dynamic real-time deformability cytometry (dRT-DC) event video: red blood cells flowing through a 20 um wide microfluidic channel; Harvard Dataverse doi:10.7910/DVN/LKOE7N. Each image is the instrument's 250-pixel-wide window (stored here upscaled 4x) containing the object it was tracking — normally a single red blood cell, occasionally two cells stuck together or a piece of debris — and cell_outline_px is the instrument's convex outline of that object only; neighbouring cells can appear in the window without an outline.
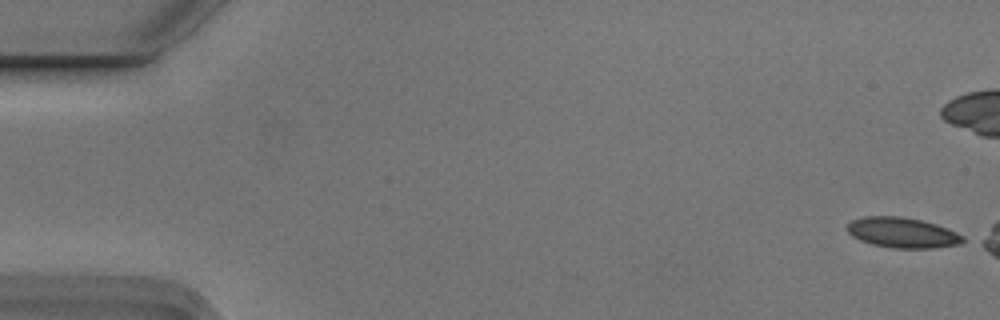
{"species": "Egyptian fruit bat (a non-hibernating species)", "species_latin": "Rousettus aegyptiacus", "temperature_condition": "cold", "stored_images_in_passage": 3, "camera_frame_rate_fps": 3000, "um_per_image_px": 0.085, "animal": {"sex": "male"}, "frame": {"image": 1, "passage_image": 1, "time_ms": 0.0, "image_size_px": [1000, 320], "cell_outline_px": [[968, 240], [960, 244], [932, 248], [892, 248], [872, 244], [860, 240], [852, 236], [844, 228], [852, 220], [864, 216], [900, 216], [920, 220], [936, 224], [948, 228], [964, 236]], "centroid_in_image_um": [76.71, 19.77], "position_along_channel_um": 8.3, "area_um2": 20.63}}